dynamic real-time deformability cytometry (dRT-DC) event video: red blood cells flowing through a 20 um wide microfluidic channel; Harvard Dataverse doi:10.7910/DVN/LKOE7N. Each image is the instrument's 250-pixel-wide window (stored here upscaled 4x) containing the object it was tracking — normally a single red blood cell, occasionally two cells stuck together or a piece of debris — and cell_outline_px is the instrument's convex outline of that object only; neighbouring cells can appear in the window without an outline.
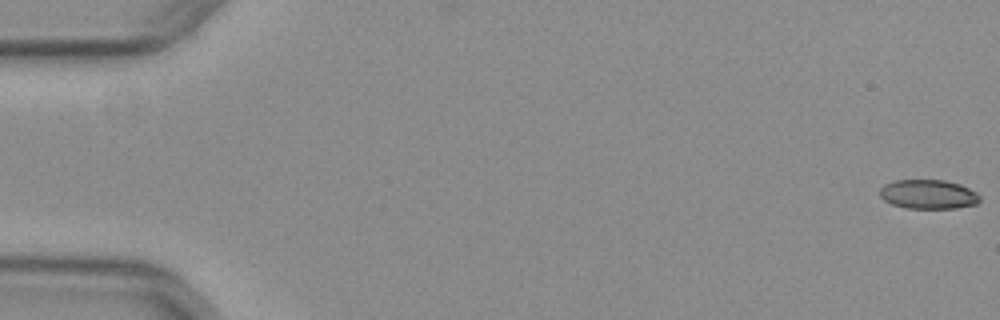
{"species": "common noctule bat (a hibernating species)", "species_latin": "Nyctalus noctula", "temperature_condition": "warm", "stored_images_in_passage": 18, "camera_frame_rate_fps": 3000, "um_per_image_px": 0.085, "animal": {"sex": "female", "body_mass_g": 29.2, "forearm_length_mm": 56.3}, "frame": {"image": 1, "passage_image": 1, "time_ms": 0.0, "image_size_px": [1000, 320], "cell_outline_px": [[980, 200], [976, 204], [956, 208], [904, 208], [892, 204], [884, 200], [880, 196], [880, 188], [884, 184], [896, 180], [944, 180], [960, 184], [976, 192], [980, 196]], "centroid_in_image_um": [78.89, 16.51], "position_along_channel_um": 6.1, "area_um2": 17.05}}